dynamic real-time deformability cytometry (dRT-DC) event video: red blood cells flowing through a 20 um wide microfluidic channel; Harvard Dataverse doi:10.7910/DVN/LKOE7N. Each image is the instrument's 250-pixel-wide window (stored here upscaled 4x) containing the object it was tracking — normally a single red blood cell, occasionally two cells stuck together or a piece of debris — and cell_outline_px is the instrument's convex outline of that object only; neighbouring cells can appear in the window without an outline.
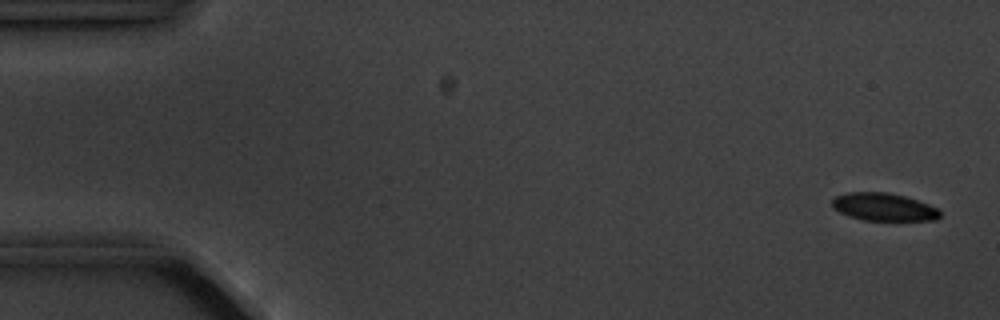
{"species": "common noctule bat (a hibernating species)", "species_latin": "Nyctalus noctula", "temperature_condition": "cold", "stored_images_in_passage": 6, "camera_frame_rate_fps": 3000, "um_per_image_px": 0.085, "animal": {"sex": "male", "body_mass_g": 20.1, "forearm_length_mm": 53.5}, "frame": {"image": 1, "passage_image": 1, "time_ms": 0.0, "image_size_px": [1000, 320], "cell_outline_px": [[940, 216], [936, 220], [864, 220], [848, 216], [832, 208], [832, 200], [836, 196], [848, 192], [888, 192], [904, 196], [928, 204], [936, 208], [940, 212]], "centroid_in_image_um": [75.08, 17.59], "position_along_channel_um": 9.9, "area_um2": 17.34}}